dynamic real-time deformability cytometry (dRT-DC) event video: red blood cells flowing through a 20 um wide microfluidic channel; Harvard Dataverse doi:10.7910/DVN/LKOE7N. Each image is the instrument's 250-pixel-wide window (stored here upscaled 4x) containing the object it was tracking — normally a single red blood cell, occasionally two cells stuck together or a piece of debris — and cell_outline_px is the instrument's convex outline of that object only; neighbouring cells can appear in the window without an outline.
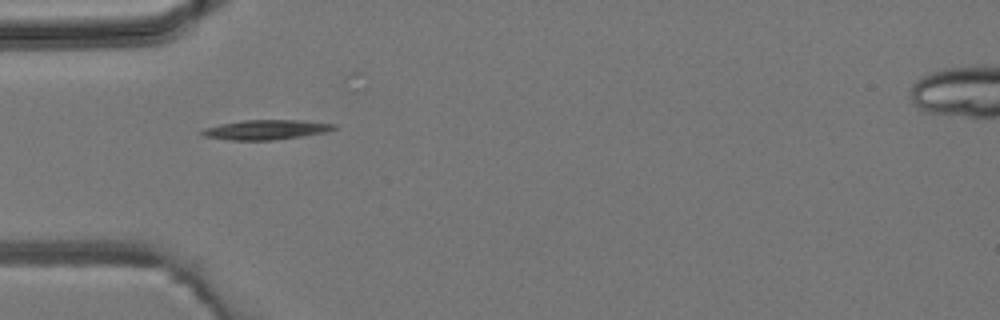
{"species": "common noctule bat (a hibernating species)", "species_latin": "Nyctalus noctula", "temperature_condition": "room temperature", "stored_images_in_passage": 4, "camera_frame_rate_fps": 3000, "um_per_image_px": 0.085, "animal": {"sex": "male", "body_mass_g": 19.2, "forearm_length_mm": 51.8}, "frame": {"image": 1, "passage_image": 1, "time_ms": 0.0, "image_size_px": [1000, 320], "cell_outline_px": [[336, 128], [324, 132], [300, 136], [272, 140], [232, 140], [204, 136], [200, 132], [204, 128], [220, 124], [244, 120], [304, 120], [336, 124]], "centroid_in_image_um": [22.6, 11.01], "position_along_channel_um": 62.4, "area_um2": 14.97}}
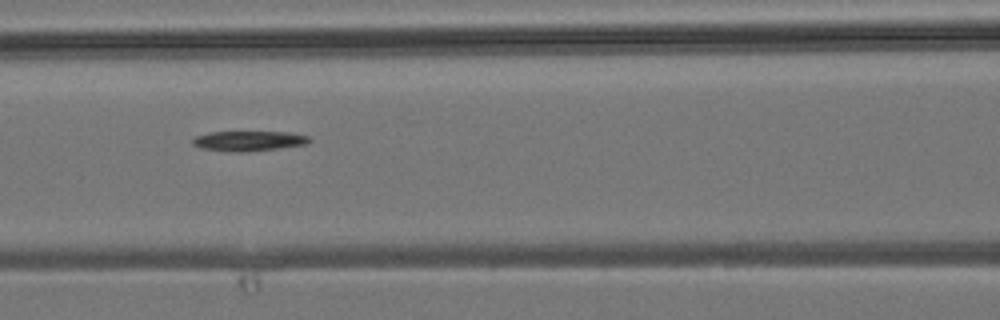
{"frame": {"image": 2, "passage_image": 3, "time_ms": 2.0, "image_size_px": [1000, 320], "cell_outline_px": [[312, 140], [308, 144], [280, 148], [248, 152], [232, 152], [200, 148], [192, 144], [192, 140], [196, 136], [212, 132], [288, 132], [308, 136]], "centroid_in_image_um": [21.16, 11.99], "position_along_channel_um": 145.4, "area_um2": 13.7}}
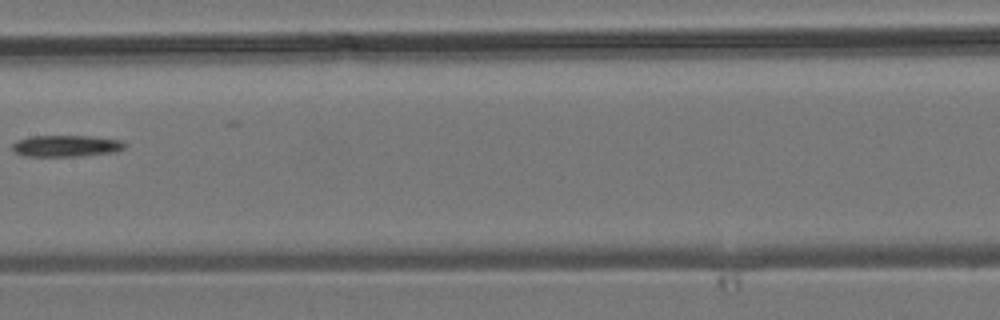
{"frame": {"image": 3, "passage_image": 4, "time_ms": 3.333, "image_size_px": [1000, 320], "cell_outline_px": [[124, 148], [116, 152], [76, 156], [24, 156], [16, 152], [12, 148], [12, 144], [16, 140], [32, 136], [88, 136], [120, 140], [124, 144]], "centroid_in_image_um": [5.59, 12.4], "position_along_channel_um": 201.8, "area_um2": 13.93}}